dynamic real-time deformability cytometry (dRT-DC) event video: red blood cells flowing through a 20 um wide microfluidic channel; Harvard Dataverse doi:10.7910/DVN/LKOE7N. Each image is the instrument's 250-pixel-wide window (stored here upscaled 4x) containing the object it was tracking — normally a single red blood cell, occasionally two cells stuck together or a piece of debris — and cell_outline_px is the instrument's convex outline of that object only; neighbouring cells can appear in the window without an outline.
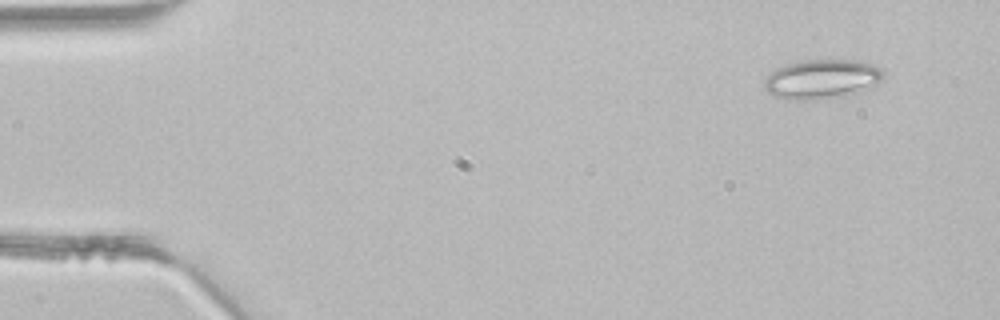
{"species": "common noctule bat (a hibernating species)", "species_latin": "Nyctalus noctula", "temperature_condition": "room temperature", "stored_images_in_passage": 3, "camera_frame_rate_fps": 3000, "um_per_image_px": 0.085, "animal": {"sex": "male", "body_mass_g": 21.5, "forearm_length_mm": 52.0}, "frame": {"image": 1, "passage_image": 3, "time_ms": 0.667, "image_size_px": [1000, 320], "cell_outline_px": [[884, 76], [872, 88], [848, 96], [816, 100], [788, 100], [776, 96], [768, 92], [764, 88], [764, 80], [776, 68], [788, 64], [804, 60], [856, 60], [880, 68], [884, 72]], "centroid_in_image_um": [69.87, 6.75], "position_along_channel_um": 15.1, "area_um2": 27.51}}